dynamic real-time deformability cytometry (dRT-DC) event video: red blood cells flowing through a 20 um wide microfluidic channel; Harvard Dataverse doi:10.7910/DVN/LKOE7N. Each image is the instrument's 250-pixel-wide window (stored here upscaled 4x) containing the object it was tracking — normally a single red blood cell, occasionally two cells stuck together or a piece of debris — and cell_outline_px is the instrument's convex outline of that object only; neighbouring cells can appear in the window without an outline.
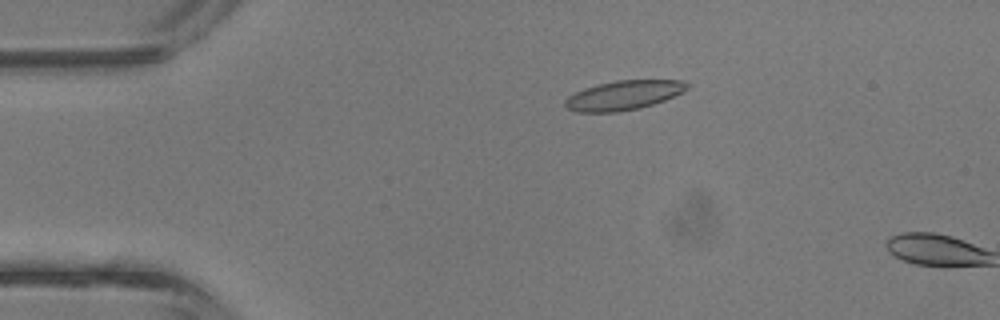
{"species": "common noctule bat (a hibernating species)", "species_latin": "Nyctalus noctula", "temperature_condition": "room temperature", "stored_images_in_passage": 4, "camera_frame_rate_fps": 3000, "um_per_image_px": 0.085, "animal": {"sex": "male", "body_mass_g": 13.3}, "frame": {"image": 1, "passage_image": 3, "time_ms": 0.667, "image_size_px": [1000, 320], "cell_outline_px": [[688, 88], [684, 92], [664, 100], [640, 108], [616, 112], [576, 112], [564, 108], [564, 100], [568, 96], [584, 88], [596, 84], [616, 80], [684, 80], [688, 84]], "centroid_in_image_um": [52.98, 8.09], "position_along_channel_um": 32.0, "area_um2": 21.04}}